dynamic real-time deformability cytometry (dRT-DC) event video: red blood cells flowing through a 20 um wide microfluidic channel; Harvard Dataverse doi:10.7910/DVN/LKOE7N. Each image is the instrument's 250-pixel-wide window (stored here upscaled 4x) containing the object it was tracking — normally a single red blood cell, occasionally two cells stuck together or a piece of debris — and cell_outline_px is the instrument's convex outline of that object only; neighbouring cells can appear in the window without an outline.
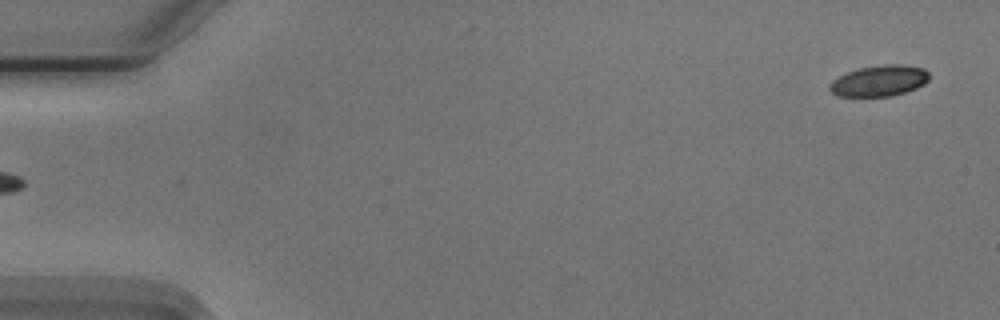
{"species": "Egyptian fruit bat (a non-hibernating species)", "species_latin": "Rousettus aegyptiacus", "temperature_condition": "cold", "stored_images_in_passage": 54, "camera_frame_rate_fps": 3000, "um_per_image_px": 0.085, "animal": {"sex": "male"}, "frame": {"image": 1, "passage_image": 1, "time_ms": 0.0, "image_size_px": [1000, 320], "cell_outline_px": [[928, 80], [924, 84], [916, 88], [892, 96], [836, 96], [828, 88], [828, 84], [832, 80], [848, 72], [860, 68], [884, 64], [900, 64], [924, 68], [928, 72]], "centroid_in_image_um": [74.72, 6.87], "position_along_channel_um": 10.3, "area_um2": 17.92}}
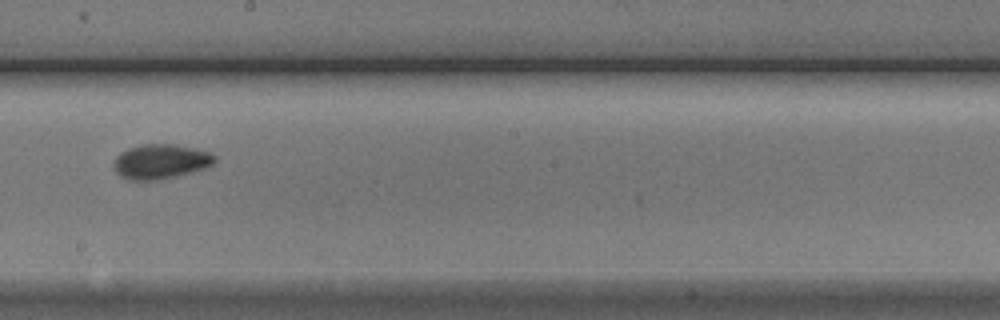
{"frame": {"image": 2, "passage_image": 30, "time_ms": 9.667, "image_size_px": [1000, 320], "cell_outline_px": [[216, 160], [212, 164], [204, 168], [192, 172], [160, 180], [128, 180], [120, 176], [116, 172], [112, 164], [116, 156], [120, 152], [128, 148], [144, 144], [172, 144], [196, 148], [208, 152], [216, 156]], "centroid_in_image_um": [13.62, 13.73], "position_along_channel_um": 234.6, "area_um2": 20.52}}
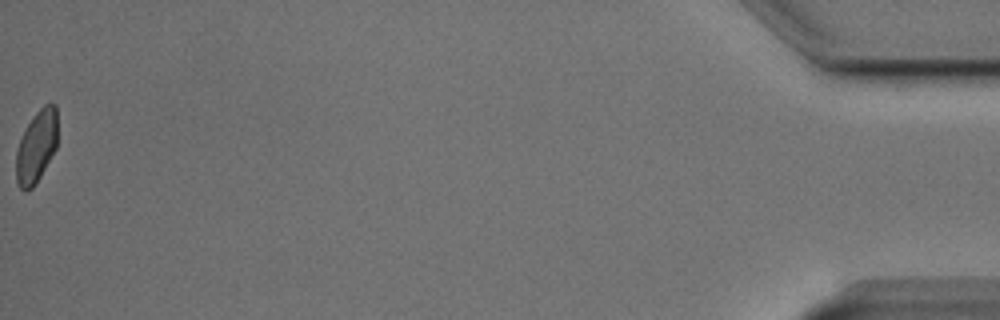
{"frame": {"image": 3, "passage_image": 54, "time_ms": 17.667, "image_size_px": [1000, 320], "cell_outline_px": [[56, 148], [36, 184], [28, 192], [24, 192], [16, 184], [16, 152], [20, 140], [32, 116], [44, 104], [56, 104]], "centroid_in_image_um": [3.08, 12.51], "position_along_channel_um": 432.1, "area_um2": 17.4}, "authors_computed_cell_mechanics": {"area_um2": 19.2185, "velocity_mm_per_s": 3.7387, "shape_relaxation_time_tau1_ms": 3.1033, "shape_relaxation_time_tau2_ms": 1.5847, "deformation_change_tau1": 0.0931, "deformation_change_tau2": 0.0436}}